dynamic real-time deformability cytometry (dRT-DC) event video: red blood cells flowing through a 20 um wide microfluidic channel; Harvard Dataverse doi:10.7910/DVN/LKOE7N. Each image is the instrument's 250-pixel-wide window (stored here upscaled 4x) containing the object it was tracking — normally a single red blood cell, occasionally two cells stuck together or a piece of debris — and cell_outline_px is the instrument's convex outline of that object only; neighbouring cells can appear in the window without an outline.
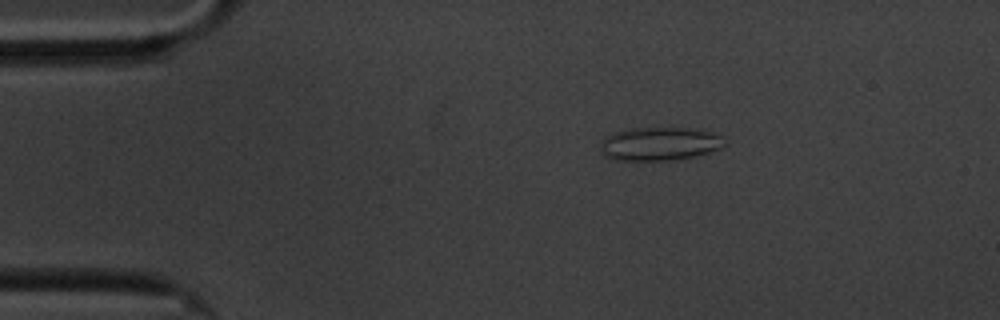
{"species": "common noctule bat (a hibernating species)", "species_latin": "Nyctalus noctula", "temperature_condition": "cold", "stored_images_in_passage": 50, "camera_frame_rate_fps": 3000, "um_per_image_px": 0.085, "animal": {"sex": "male", "body_mass_g": 20.1, "forearm_length_mm": 53.5}, "frame": {"image": 1, "passage_image": 1, "time_ms": 0.0, "image_size_px": [1000, 320], "cell_outline_px": [[724, 144], [720, 148], [696, 156], [672, 160], [616, 160], [604, 156], [604, 136], [612, 132], [632, 128], [684, 128], [712, 132], [724, 136]], "centroid_in_image_um": [56.09, 12.22], "position_along_channel_um": 28.9, "area_um2": 23.87}}
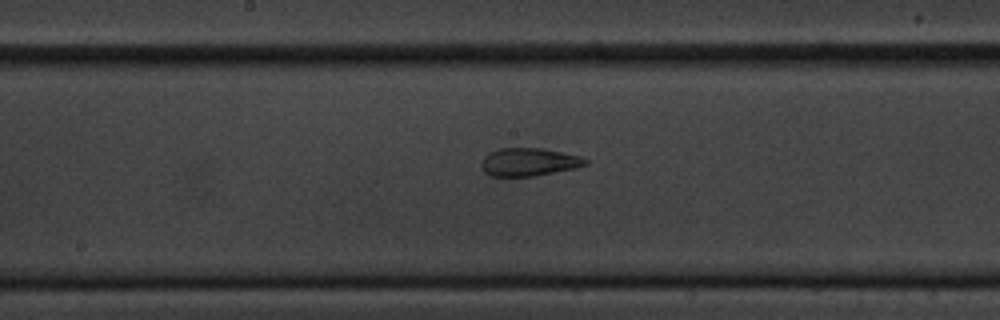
{"frame": {"image": 2, "passage_image": 21, "time_ms": 6.667, "image_size_px": [1000, 320], "cell_outline_px": [[588, 164], [576, 168], [532, 176], [492, 176], [484, 172], [480, 164], [484, 156], [488, 152], [500, 148], [544, 148], [580, 156], [588, 160]], "centroid_in_image_um": [44.94, 13.76], "position_along_channel_um": 203.3, "area_um2": 17.05}}
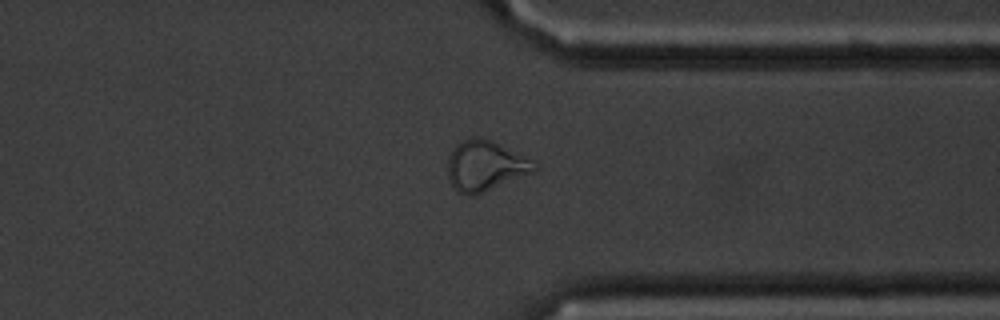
{"frame": {"image": 3, "passage_image": 36, "time_ms": 11.667, "image_size_px": [1000, 320], "cell_outline_px": [[540, 168], [536, 172], [480, 192], [468, 196], [456, 192], [448, 180], [448, 156], [452, 148], [456, 144], [464, 140], [476, 136], [480, 136], [492, 140], [540, 164]], "centroid_in_image_um": [41.25, 14.08], "position_along_channel_um": 370.1, "area_um2": 25.55}, "authors_computed_cell_mechanics": {"area_um2": 19.1318, "velocity_mm_per_s": 3.3758, "shape_relaxation_time_tau1_ms": null, "shape_relaxation_time_tau2_ms": 2.0843, "deformation_change_tau1": null, "deformation_change_tau2": 0.0892}}